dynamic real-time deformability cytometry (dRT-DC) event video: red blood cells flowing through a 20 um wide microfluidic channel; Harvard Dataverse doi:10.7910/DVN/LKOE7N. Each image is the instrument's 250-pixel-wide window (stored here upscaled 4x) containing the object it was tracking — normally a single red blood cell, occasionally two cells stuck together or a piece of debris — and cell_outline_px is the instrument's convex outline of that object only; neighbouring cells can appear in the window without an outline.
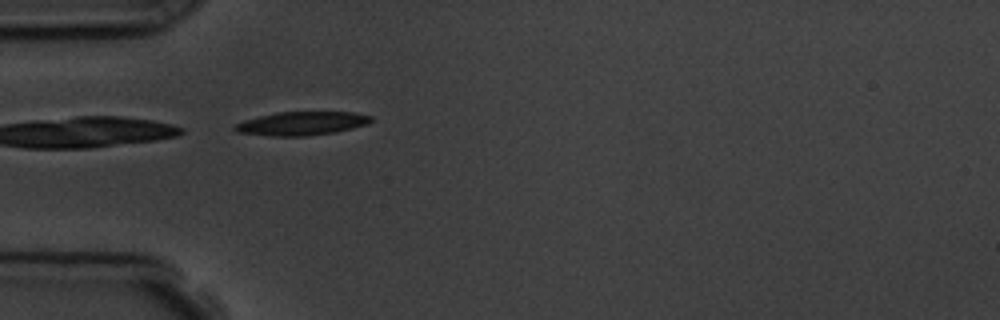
{"species": "common noctule bat (a hibernating species)", "species_latin": "Nyctalus noctula", "temperature_condition": "room temperature", "stored_images_in_passage": 5, "camera_frame_rate_fps": 3000, "um_per_image_px": 0.085, "animal": {"sex": "male", "body_mass_g": 19.5, "forearm_length_mm": 54.6}, "frame": {"image": 1, "passage_image": 5, "time_ms": 4.667, "image_size_px": [1000, 320], "cell_outline_px": [[372, 120], [368, 124], [336, 132], [308, 136], [272, 136], [236, 132], [232, 128], [236, 124], [244, 120], [276, 112], [352, 112], [372, 116]], "centroid_in_image_um": [25.64, 10.5], "position_along_channel_um": 59.4, "area_um2": 18.73}}